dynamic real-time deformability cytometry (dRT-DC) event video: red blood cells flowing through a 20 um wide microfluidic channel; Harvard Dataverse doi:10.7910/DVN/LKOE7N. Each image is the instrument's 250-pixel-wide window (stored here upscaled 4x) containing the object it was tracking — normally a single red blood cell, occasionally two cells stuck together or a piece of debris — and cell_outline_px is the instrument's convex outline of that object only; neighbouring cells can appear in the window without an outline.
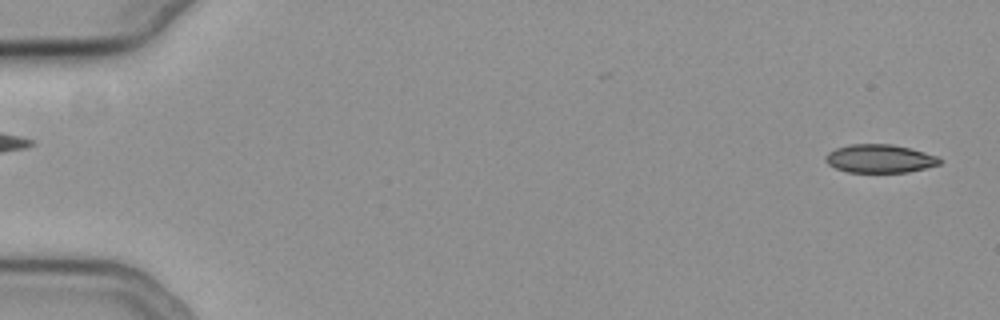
{"species": "common noctule bat (a hibernating species)", "species_latin": "Nyctalus noctula", "temperature_condition": "cold", "stored_images_in_passage": 18, "camera_frame_rate_fps": 3000, "um_per_image_px": 0.085, "animal": {"sex": "female", "body_mass_g": 19.3, "forearm_length_mm": 54.1}, "frame": {"image": 1, "passage_image": 2, "time_ms": 0.333, "image_size_px": [1000, 320], "cell_outline_px": [[940, 164], [908, 172], [848, 172], [836, 168], [828, 164], [824, 160], [824, 156], [828, 152], [836, 148], [848, 144], [892, 144], [940, 156]], "centroid_in_image_um": [74.75, 13.48], "position_along_channel_um": 10.3, "area_um2": 18.84}}
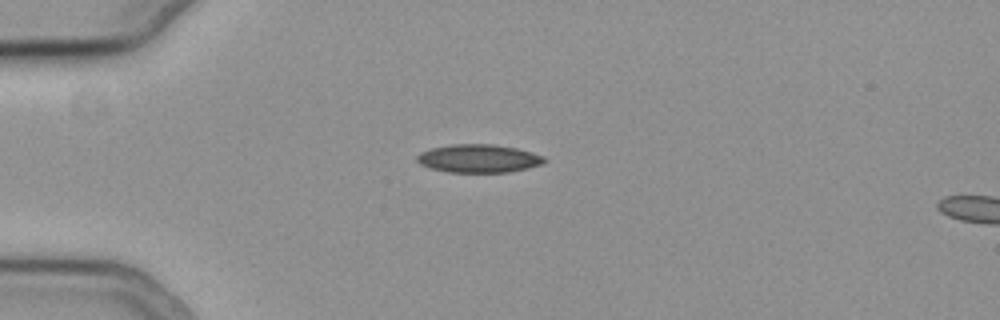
{"frame": {"image": 2, "passage_image": 15, "time_ms": 4.667, "image_size_px": [1000, 320], "cell_outline_px": [[548, 160], [544, 164], [528, 168], [508, 172], [448, 172], [428, 168], [420, 164], [416, 160], [416, 156], [420, 152], [432, 148], [452, 144], [492, 144], [516, 148], [532, 152], [544, 156]], "centroid_in_image_um": [40.69, 13.47], "position_along_channel_um": 44.3, "area_um2": 21.1}}